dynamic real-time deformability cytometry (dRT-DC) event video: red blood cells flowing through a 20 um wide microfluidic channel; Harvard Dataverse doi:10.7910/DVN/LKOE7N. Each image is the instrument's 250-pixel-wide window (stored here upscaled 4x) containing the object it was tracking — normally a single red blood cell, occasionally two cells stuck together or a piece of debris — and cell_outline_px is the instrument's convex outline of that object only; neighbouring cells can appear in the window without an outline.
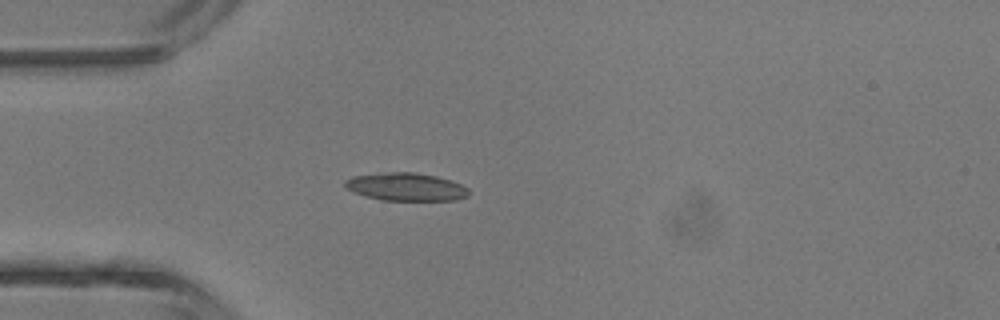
{"species": "common noctule bat (a hibernating species)", "species_latin": "Nyctalus noctula", "temperature_condition": "room temperature", "stored_images_in_passage": 2, "camera_frame_rate_fps": 3000, "um_per_image_px": 0.085, "animal": {"sex": "male", "body_mass_g": 13.3}, "frame": {"image": 1, "passage_image": 2, "time_ms": 2.0, "image_size_px": [1000, 320], "cell_outline_px": [[468, 196], [456, 200], [380, 200], [344, 188], [344, 180], [352, 176], [392, 172], [416, 172], [436, 176], [452, 180], [468, 188]], "centroid_in_image_um": [34.52, 15.87], "position_along_channel_um": 50.5, "area_um2": 20.06}}